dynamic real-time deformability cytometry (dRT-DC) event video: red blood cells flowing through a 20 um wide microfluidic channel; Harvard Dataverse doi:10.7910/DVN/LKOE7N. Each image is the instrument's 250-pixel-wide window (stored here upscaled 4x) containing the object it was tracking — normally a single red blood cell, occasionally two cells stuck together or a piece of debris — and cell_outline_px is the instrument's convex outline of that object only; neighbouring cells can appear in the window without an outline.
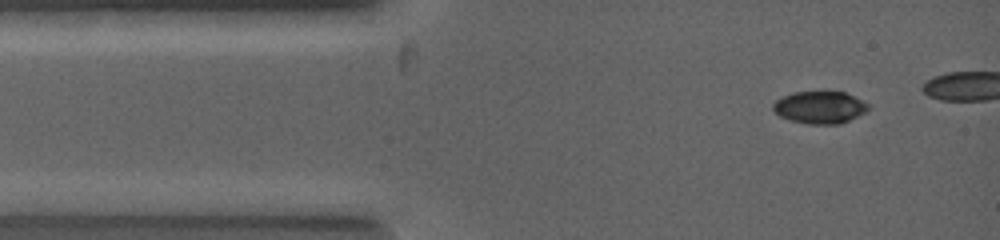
{"species": "common noctule bat (a hibernating species)", "species_latin": "Nyctalus noctula", "temperature_condition": "warm", "stored_images_in_passage": 3, "camera_frame_rate_fps": 5000, "um_per_image_px": 0.085, "animal": {"sex": "female", "body_mass_g": 19.0, "forearm_length_mm": 53.3}, "frame": {"image": 1, "passage_image": 1, "time_ms": 0.0, "image_size_px": [1000, 240], "cell_outline_px": [[868, 108], [864, 112], [840, 124], [808, 124], [788, 120], [780, 116], [772, 108], [772, 104], [780, 96], [796, 92], [824, 88], [844, 92], [868, 104]], "centroid_in_image_um": [69.62, 9.08], "position_along_channel_um": 15.4, "area_um2": 18.38}}
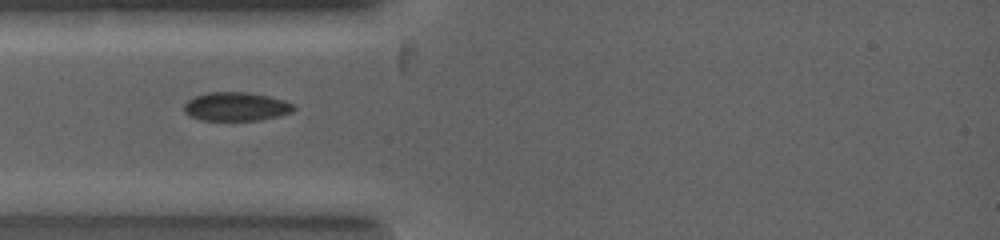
{"frame": {"image": 2, "passage_image": 3, "time_ms": 2.4, "image_size_px": [1000, 240], "cell_outline_px": [[296, 108], [292, 112], [280, 116], [260, 120], [200, 120], [184, 112], [184, 104], [188, 100], [196, 96], [208, 92], [244, 92], [268, 96], [292, 104]], "centroid_in_image_um": [20.05, 9.07], "position_along_channel_um": 64.9, "area_um2": 18.15}}